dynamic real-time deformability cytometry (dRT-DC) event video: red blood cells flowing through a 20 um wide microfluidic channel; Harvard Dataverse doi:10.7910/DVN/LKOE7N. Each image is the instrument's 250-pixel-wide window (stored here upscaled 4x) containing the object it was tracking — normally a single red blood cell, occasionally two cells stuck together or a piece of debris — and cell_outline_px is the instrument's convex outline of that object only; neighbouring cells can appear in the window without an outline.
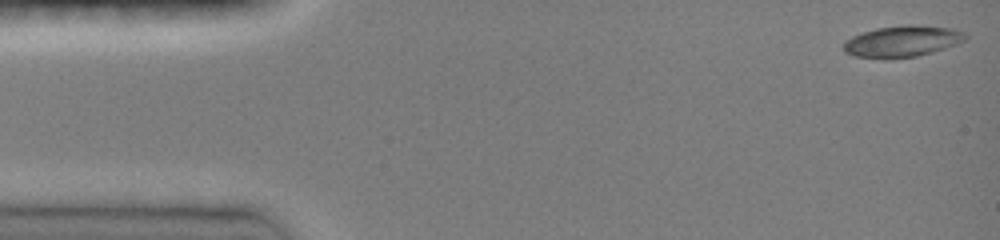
{"species": "common noctule bat (a hibernating species)", "species_latin": "Nyctalus noctula", "temperature_condition": "room temperature", "stored_images_in_passage": 44, "camera_frame_rate_fps": 3000, "um_per_image_px": 0.085, "animal": {"sex": "female", "body_mass_g": 19.0, "forearm_length_mm": 51.5}, "frame": {"image": 1, "passage_image": 1, "time_ms": 0.0, "image_size_px": [1000, 240], "cell_outline_px": [[968, 36], [964, 40], [956, 44], [932, 52], [916, 56], [884, 60], [856, 56], [844, 52], [844, 40], [852, 36], [876, 28], [908, 24], [912, 24], [952, 28], [964, 32]], "centroid_in_image_um": [76.67, 3.52], "position_along_channel_um": 8.3, "area_um2": 22.37}}
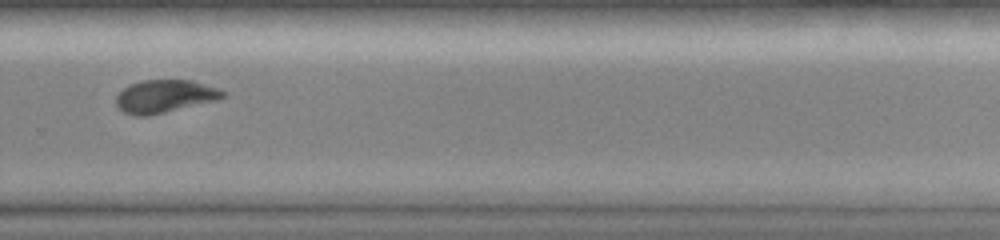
{"frame": {"image": 2, "passage_image": 32, "time_ms": 10.333, "image_size_px": [1000, 240], "cell_outline_px": [[228, 92], [224, 96], [216, 100], [148, 116], [132, 116], [124, 112], [116, 104], [116, 96], [124, 88], [132, 84], [144, 80], [192, 80], [220, 88]], "centroid_in_image_um": [14.03, 8.18], "position_along_channel_um": 315.8, "area_um2": 20.35}}
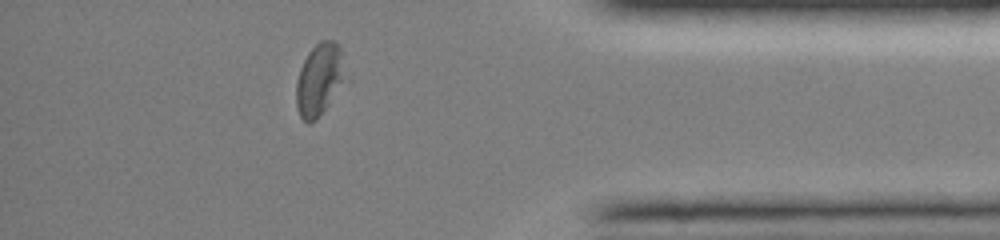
{"frame": {"image": 3, "passage_image": 40, "time_ms": 13.0, "image_size_px": [1000, 240], "cell_outline_px": [[340, 80], [324, 108], [316, 120], [308, 124], [300, 116], [296, 108], [296, 84], [300, 68], [308, 52], [320, 40], [332, 40], [340, 44]], "centroid_in_image_um": [27.01, 6.74], "position_along_channel_um": 408.2, "area_um2": 19.13}, "authors_computed_cell_mechanics": {"area_um2": 21.2993, "velocity_mm_per_s": 4.0992, "shape_relaxation_time_tau1_ms": 3.7433, "shape_relaxation_time_tau2_ms": null, "deformation_change_tau1": 0.1394, "deformation_change_tau2": null}}